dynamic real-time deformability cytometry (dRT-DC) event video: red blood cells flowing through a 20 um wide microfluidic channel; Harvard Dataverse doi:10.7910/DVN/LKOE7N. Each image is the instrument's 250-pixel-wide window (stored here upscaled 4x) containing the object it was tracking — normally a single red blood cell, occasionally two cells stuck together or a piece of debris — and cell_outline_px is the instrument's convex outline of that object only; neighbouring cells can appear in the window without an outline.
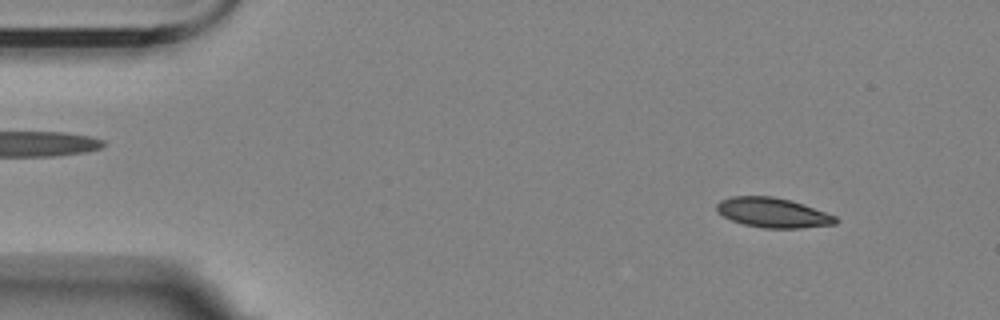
{"species": "Egyptian fruit bat (a non-hibernating species)", "species_latin": "Rousettus aegyptiacus", "temperature_condition": "room temperature", "stored_images_in_passage": 15, "camera_frame_rate_fps": 3000, "um_per_image_px": 0.085, "animal": {"sex": "female"}, "frame": {"image": 1, "passage_image": 5, "time_ms": 1.333, "image_size_px": [1000, 320], "cell_outline_px": [[840, 220], [836, 224], [800, 228], [764, 228], [744, 224], [732, 220], [716, 212], [716, 204], [720, 200], [732, 196], [772, 196], [792, 200], [804, 204], [836, 216]], "centroid_in_image_um": [65.7, 18.07], "position_along_channel_um": 19.3, "area_um2": 20.75}}
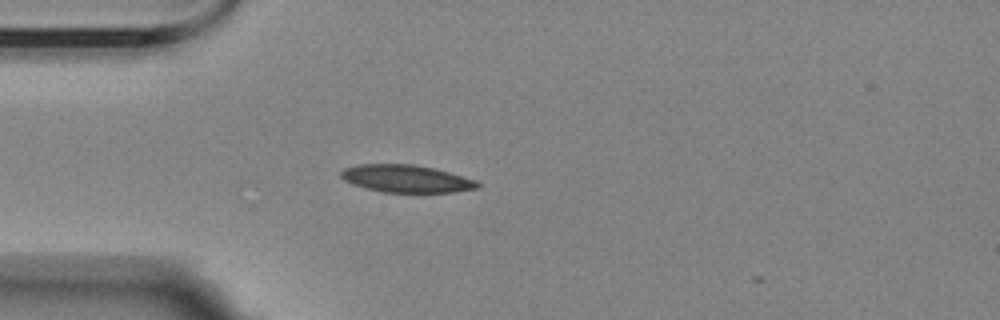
{"frame": {"image": 2, "passage_image": 14, "time_ms": 4.333, "image_size_px": [1000, 320], "cell_outline_px": [[480, 188], [456, 192], [384, 192], [352, 184], [344, 180], [340, 176], [340, 172], [344, 168], [356, 164], [412, 164], [432, 168], [448, 172], [476, 180], [480, 184]], "centroid_in_image_um": [34.53, 15.18], "position_along_channel_um": 50.5, "area_um2": 21.79}}